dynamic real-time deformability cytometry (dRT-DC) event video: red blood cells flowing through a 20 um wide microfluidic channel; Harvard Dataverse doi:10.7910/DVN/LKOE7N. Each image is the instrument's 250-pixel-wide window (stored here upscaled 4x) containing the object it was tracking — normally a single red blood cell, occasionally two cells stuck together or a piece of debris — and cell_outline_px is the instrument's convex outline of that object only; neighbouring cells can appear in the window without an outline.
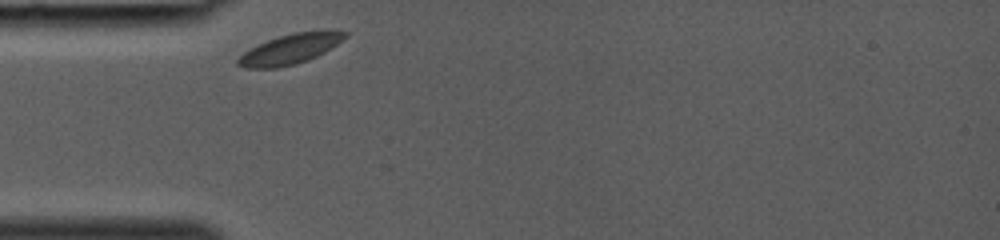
{"species": "common noctule bat (a hibernating species)", "species_latin": "Nyctalus noctula", "temperature_condition": "room temperature", "stored_images_in_passage": 23, "camera_frame_rate_fps": 3000, "um_per_image_px": 0.085, "animal": {"sex": "female", "body_mass_g": 19.0, "forearm_length_mm": 53.3}, "frame": {"image": 1, "passage_image": 1, "time_ms": 0.0, "image_size_px": [1000, 240], "cell_outline_px": [[348, 36], [324, 52], [308, 60], [296, 64], [276, 68], [244, 68], [236, 64], [236, 60], [244, 52], [268, 40], [280, 36], [296, 32], [348, 32]], "centroid_in_image_um": [24.6, 4.21], "position_along_channel_um": 60.4, "area_um2": 18.09}}
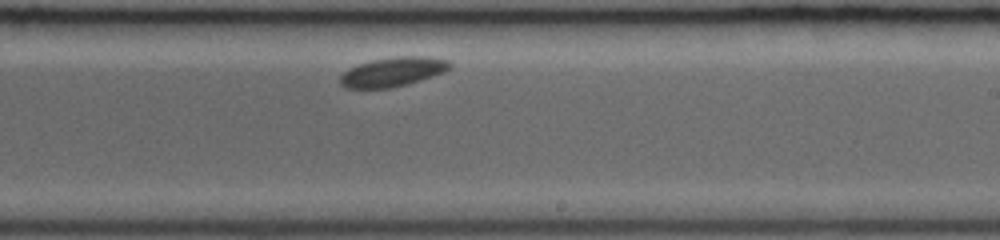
{"frame": {"image": 2, "passage_image": 14, "time_ms": 4.333, "image_size_px": [1000, 240], "cell_outline_px": [[452, 64], [444, 72], [408, 84], [388, 88], [348, 88], [340, 84], [340, 76], [348, 68], [372, 60], [396, 56], [428, 56], [448, 60]], "centroid_in_image_um": [33.39, 6.1], "position_along_channel_um": 255.6, "area_um2": 18.61}}
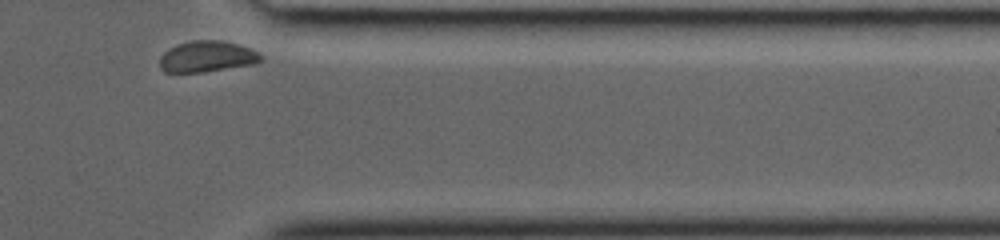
{"frame": {"image": 3, "passage_image": 23, "time_ms": 7.333, "image_size_px": [1000, 240], "cell_outline_px": [[260, 60], [252, 64], [204, 72], [164, 72], [160, 68], [160, 56], [164, 52], [176, 44], [192, 40], [220, 40], [236, 44], [248, 48], [256, 52], [260, 56]], "centroid_in_image_um": [17.51, 4.8], "position_along_channel_um": 393.9, "area_um2": 18.03}}